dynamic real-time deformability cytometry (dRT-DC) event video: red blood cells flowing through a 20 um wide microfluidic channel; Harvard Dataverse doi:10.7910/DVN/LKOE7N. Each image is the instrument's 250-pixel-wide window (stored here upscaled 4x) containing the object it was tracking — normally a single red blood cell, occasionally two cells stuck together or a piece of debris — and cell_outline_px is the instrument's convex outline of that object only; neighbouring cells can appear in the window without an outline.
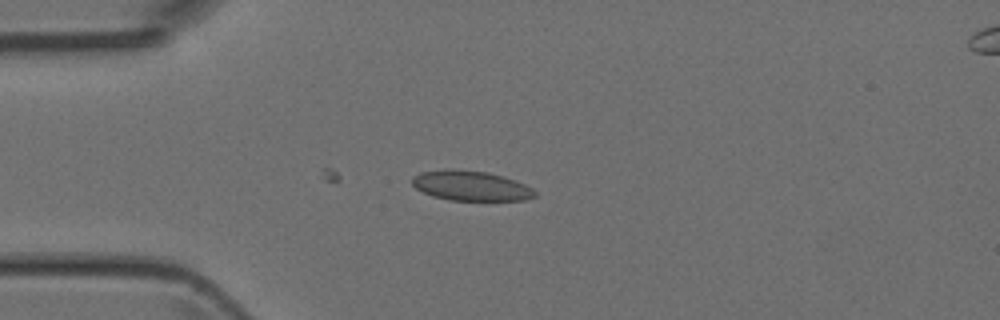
{"species": "Egyptian fruit bat (a non-hibernating species)", "species_latin": "Rousettus aegyptiacus", "temperature_condition": "room temperature", "stored_images_in_passage": 19, "camera_frame_rate_fps": 3000, "um_per_image_px": 0.085, "animal": {"sex": "female"}, "frame": {"image": 1, "passage_image": 1, "time_ms": 0.0, "image_size_px": [1000, 320], "cell_outline_px": [[536, 196], [524, 200], [448, 200], [432, 196], [416, 188], [412, 184], [412, 176], [420, 172], [444, 168], [488, 172], [504, 176], [524, 184], [532, 188], [536, 192]], "centroid_in_image_um": [39.99, 15.78], "position_along_channel_um": 45.0, "area_um2": 21.5}}